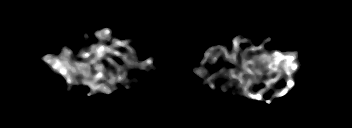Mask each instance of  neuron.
<instances>
[{
  "instance_id": "2dd73e0c",
  "label": "neuron",
  "mask_w": 352,
  "mask_h": 128,
  "mask_svg": "<svg viewBox=\"0 0 352 128\" xmlns=\"http://www.w3.org/2000/svg\"><path fill=\"white\" fill-rule=\"evenodd\" d=\"M95 36L97 38H101V39H109L110 40V36H111V30L109 28H104L102 30H99L97 32H95ZM248 41V39H240L238 37H234L232 40V44H233V51L232 54H230L228 52V50L222 46V45H218L216 47H212L210 48L204 55V60H202L201 62V66L197 67V68H193V71L199 76V77H203L208 75V70L205 69V63H207V60L209 59V57L211 56V52L214 49L220 48L221 50H223V52L225 53V57H223V59L221 60L222 63H224L226 60L235 62L239 65L240 68H243L244 71H246V74L242 73L241 71L239 72L238 76L235 74V72H233L234 70L231 69L230 72H227V81H229V79L231 77H238V82L237 84H241V86H243V93L246 97L249 98H255L258 100L263 99L262 97V93H264L265 91H267V88H269L274 81H277L279 79H281L283 76L281 73L277 72V71H281L284 72V74L286 75V87L282 88L281 91L277 94H273L271 95L272 97H275L276 95L278 97H283L287 94V92L292 89L293 87H295V82L292 78V73L297 70L299 68L298 66V56L290 53V52H286V53H280L277 51L272 50L271 53H268V51L265 50V54H259L258 58H245L243 55V58H241V62L238 61V59L236 58V54L240 53V47L239 44L240 43H246ZM267 41H270V39H265L264 41H262V43L259 46H250L247 47L246 50V55H248V51H254V50H260L263 49V44L266 43ZM110 46H112L113 48H111ZM124 46L128 49H131V47L129 46V40H123L120 41L119 39H115V45H108V44H104V43H98V46L94 47V52H95V56L98 58V60H100L101 58H107V60L109 61V63L112 65L114 63V60H112L111 58H109L107 56V54L110 52L111 53V49H115L118 47ZM73 51L71 49H64L63 52L61 53V55L59 57H55L50 55H45L42 56L41 58H39V61H43L45 60L48 64H51V66L57 70L59 73H61L68 84H73V82H75V85H77V77H74V73L78 72L79 74H81L82 76L85 77V84L84 86H90L92 89V92H94L95 94H99V93H111L110 88L108 87L107 83H110L111 85L115 84L116 80H125L123 76H118L119 79H116L115 76H110L107 75V77H105L104 73H106L105 69L103 68V65L99 62H94L93 59L89 58V54L88 51L82 53L81 55H83L84 58L88 59V63H83V62H75L73 63H69V59H72V53ZM114 54H116L117 56H120L122 59H129L130 55L125 56V54L123 53H119L118 51H113ZM217 59L216 55H213L212 58L210 59V63H214L215 60ZM153 62L152 58H149L148 60L145 61H141L142 66L144 67V65L146 64H151ZM94 70H95V76L94 79L97 81V83H99V80H107L105 81V84H98V85H94L92 82V79L89 78V74L91 73V64H94ZM249 64L252 66L251 68H249ZM262 66L264 69H261V72H259L258 66ZM271 66H273L272 68H270ZM265 68H269L268 70H266ZM68 69L71 70V72L73 73V75L70 77L68 76ZM262 70H264L268 76L273 73V71H275L276 75L274 76L273 79H270L269 77L266 78L265 81H263V83L266 85L265 88H262L259 90V92L257 94L253 93L250 91V84L251 82H253L256 78H258L260 76V74H262ZM246 75V79L247 80H243L241 79V77L243 78V76ZM209 77L207 78V80L203 81V85H206L208 83ZM105 85V86H104ZM209 86L211 88L215 87V84L212 82H209ZM221 90H223L225 92V90H229V89H225V85L222 84L221 85Z\"/></svg>"
}]
</instances>
